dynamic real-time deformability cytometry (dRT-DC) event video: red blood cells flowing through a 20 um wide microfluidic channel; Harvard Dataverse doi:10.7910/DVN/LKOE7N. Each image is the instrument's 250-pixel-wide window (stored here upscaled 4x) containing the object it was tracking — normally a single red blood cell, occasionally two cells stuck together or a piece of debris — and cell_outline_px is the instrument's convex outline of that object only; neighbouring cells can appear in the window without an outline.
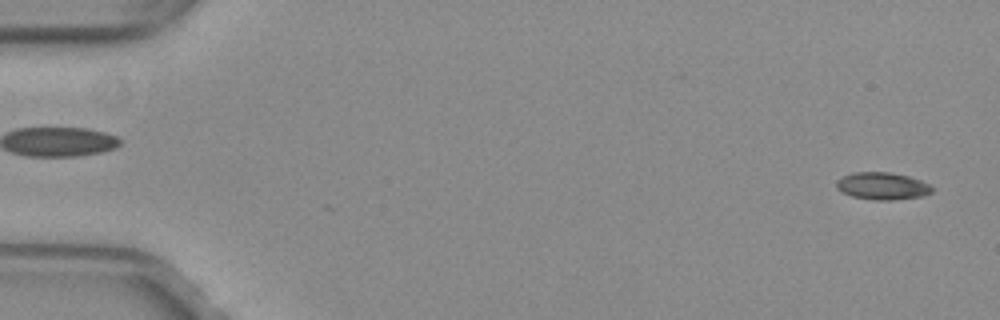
{"species": "common noctule bat (a hibernating species)", "species_latin": "Nyctalus noctula", "temperature_condition": "warm", "stored_images_in_passage": 15, "camera_frame_rate_fps": 3000, "um_per_image_px": 0.085, "animal": {"sex": "female", "body_mass_g": 29.2, "forearm_length_mm": 56.3}, "frame": {"image": 1, "passage_image": 3, "time_ms": 0.667, "image_size_px": [1000, 320], "cell_outline_px": [[932, 192], [924, 196], [892, 200], [876, 200], [852, 196], [840, 192], [836, 188], [836, 180], [852, 172], [892, 172], [908, 176], [920, 180], [928, 184], [932, 188]], "centroid_in_image_um": [74.97, 15.81], "position_along_channel_um": 10.0, "area_um2": 15.26}}
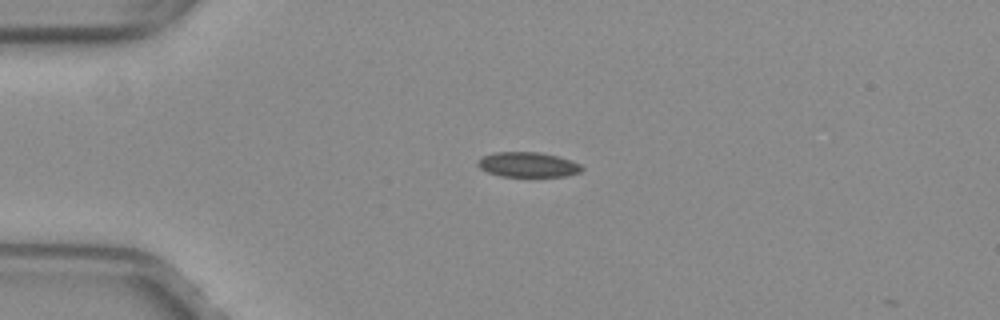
{"frame": {"image": 2, "passage_image": 14, "time_ms": 4.333, "image_size_px": [1000, 320], "cell_outline_px": [[584, 168], [580, 172], [564, 176], [500, 176], [488, 172], [480, 168], [476, 164], [476, 160], [484, 156], [496, 152], [540, 152], [572, 160], [580, 164]], "centroid_in_image_um": [44.86, 13.99], "position_along_channel_um": 40.1, "area_um2": 15.09}}